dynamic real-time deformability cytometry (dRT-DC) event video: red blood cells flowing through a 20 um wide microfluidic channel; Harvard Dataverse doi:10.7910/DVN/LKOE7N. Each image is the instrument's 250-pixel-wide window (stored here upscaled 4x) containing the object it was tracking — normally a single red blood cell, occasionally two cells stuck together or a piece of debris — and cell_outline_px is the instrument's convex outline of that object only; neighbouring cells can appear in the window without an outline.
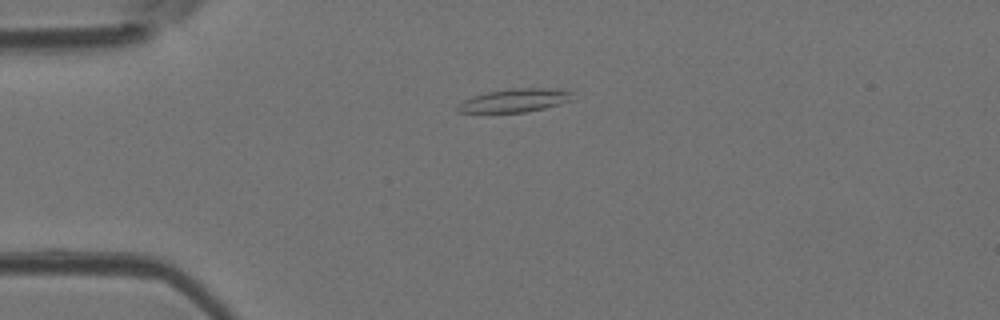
{"species": "Egyptian fruit bat (a non-hibernating species)", "species_latin": "Rousettus aegyptiacus", "temperature_condition": "room temperature", "stored_images_in_passage": 36, "camera_frame_rate_fps": 3000, "um_per_image_px": 0.085, "animal": {"sex": "female"}, "frame": {"image": 1, "passage_image": 1, "time_ms": 0.0, "image_size_px": [1000, 320], "cell_outline_px": [[572, 100], [544, 108], [524, 112], [456, 112], [456, 104], [472, 96], [488, 92], [512, 88], [544, 88], [572, 92]], "centroid_in_image_um": [43.69, 8.54], "position_along_channel_um": 41.3, "area_um2": 15.37}}
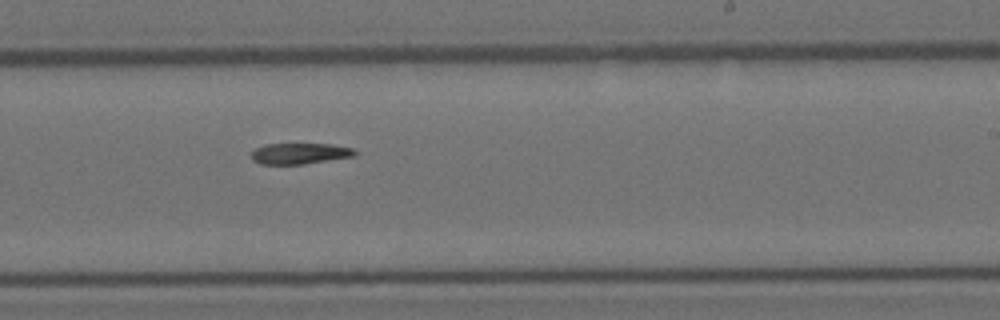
{"frame": {"image": 2, "passage_image": 18, "time_ms": 5.667, "image_size_px": [1000, 320], "cell_outline_px": [[356, 156], [304, 164], [260, 164], [252, 160], [252, 152], [256, 148], [264, 144], [332, 144], [352, 148], [356, 152]], "centroid_in_image_um": [25.48, 13.05], "position_along_channel_um": 263.5, "area_um2": 12.66}}
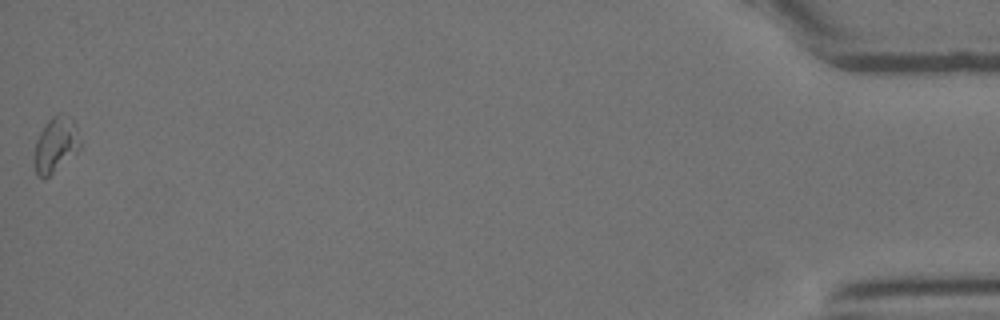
{"frame": {"image": 3, "passage_image": 36, "time_ms": 11.667, "image_size_px": [1000, 320], "cell_outline_px": [[80, 148], [76, 152], [44, 180], [36, 176], [32, 160], [36, 140], [44, 124], [52, 116], [60, 112], [72, 120], [76, 128], [80, 144]], "centroid_in_image_um": [4.66, 12.33], "position_along_channel_um": 430.5, "area_um2": 14.8}}